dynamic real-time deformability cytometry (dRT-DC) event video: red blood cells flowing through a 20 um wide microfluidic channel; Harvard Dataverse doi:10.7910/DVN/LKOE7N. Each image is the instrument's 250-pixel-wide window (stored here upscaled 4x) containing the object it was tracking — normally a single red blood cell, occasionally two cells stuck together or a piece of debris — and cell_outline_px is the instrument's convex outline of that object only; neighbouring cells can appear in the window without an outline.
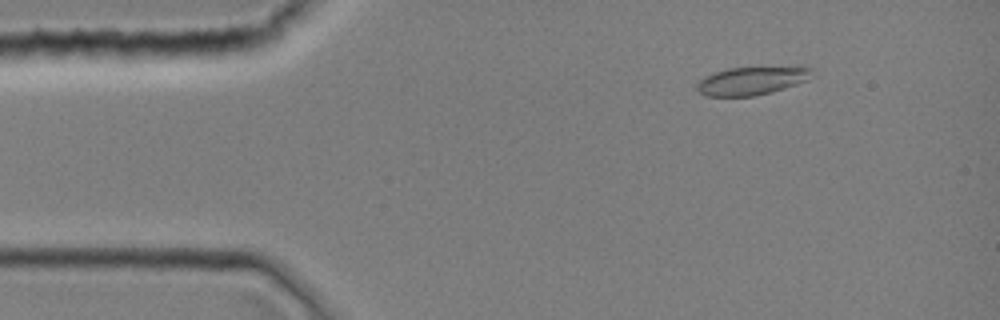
{"species": "common noctule bat (a hibernating species)", "species_latin": "Nyctalus noctula", "temperature_condition": "room temperature", "stored_images_in_passage": 6, "camera_frame_rate_fps": 3000, "um_per_image_px": 0.085, "animal": {"sex": "female", "body_mass_g": 19.0, "forearm_length_mm": 51.5}, "frame": {"image": 1, "passage_image": 5, "time_ms": 1.333, "image_size_px": [1000, 320], "cell_outline_px": [[812, 68], [808, 80], [772, 92], [756, 96], [704, 96], [696, 88], [696, 84], [704, 76], [728, 68], [800, 64], [804, 64]], "centroid_in_image_um": [63.97, 6.82], "position_along_channel_um": 21.0, "area_um2": 19.65}}